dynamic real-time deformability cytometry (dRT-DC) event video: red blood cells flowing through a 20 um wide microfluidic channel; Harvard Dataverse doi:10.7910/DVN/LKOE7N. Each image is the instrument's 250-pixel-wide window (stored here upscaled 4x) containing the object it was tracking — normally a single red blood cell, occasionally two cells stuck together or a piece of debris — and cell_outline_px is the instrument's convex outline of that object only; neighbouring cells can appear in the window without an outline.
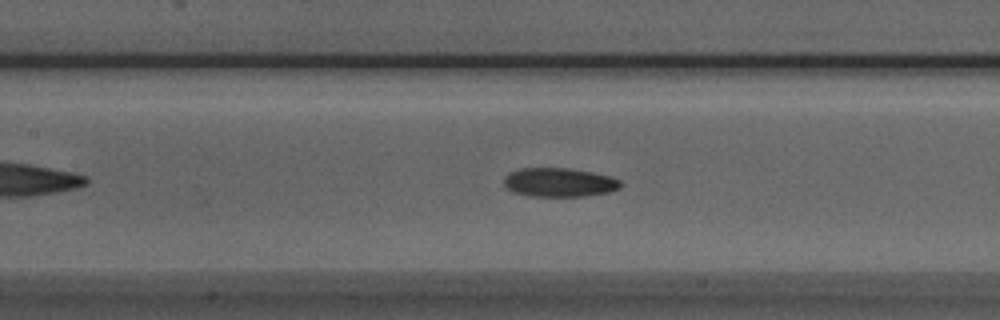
{"species": "Egyptian fruit bat (a non-hibernating species)", "species_latin": "Rousettus aegyptiacus", "temperature_condition": "room temperature", "stored_images_in_passage": 45, "camera_frame_rate_fps": 3000, "um_per_image_px": 0.085, "animal": {"sex": "male"}, "frame": {"image": 1, "passage_image": 15, "time_ms": 4.667, "image_size_px": [1000, 320], "cell_outline_px": [[624, 184], [620, 188], [608, 192], [584, 196], [528, 196], [512, 192], [504, 184], [504, 176], [520, 168], [568, 168], [592, 172], [612, 176], [620, 180]], "centroid_in_image_um": [47.56, 15.5], "position_along_channel_um": 159.8, "area_um2": 19.77}}
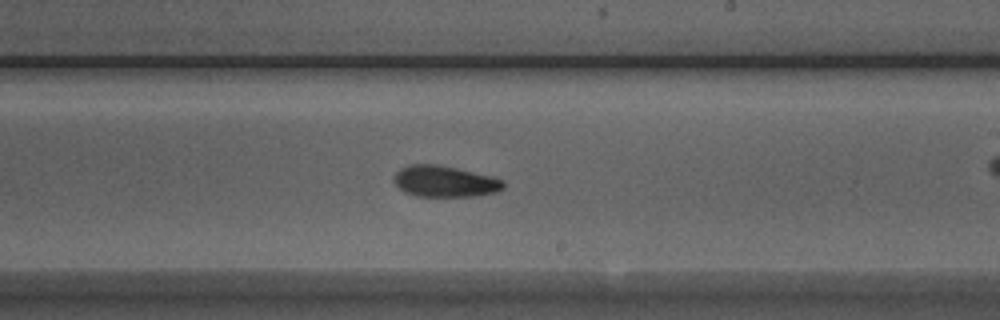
{"frame": {"image": 2, "passage_image": 22, "time_ms": 7.0, "image_size_px": [1000, 320], "cell_outline_px": [[504, 188], [496, 192], [472, 196], [416, 196], [404, 192], [396, 184], [396, 172], [400, 168], [412, 164], [436, 164], [456, 168], [492, 176], [504, 180]], "centroid_in_image_um": [37.83, 15.41], "position_along_channel_um": 251.2, "area_um2": 19.71}}
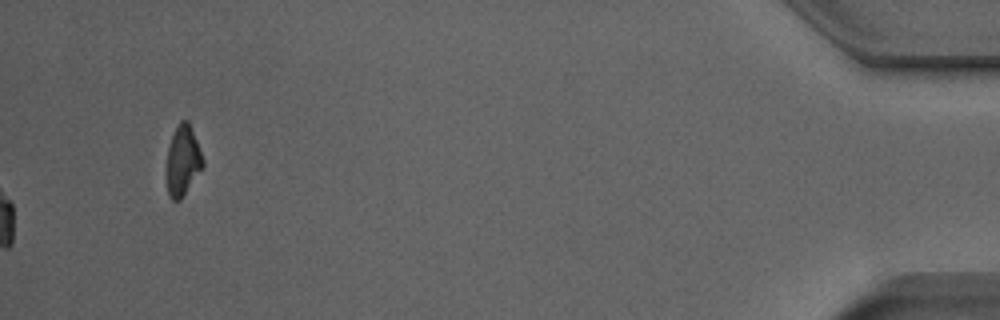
{"frame": {"image": 3, "passage_image": 45, "time_ms": 14.667, "image_size_px": [1000, 320], "cell_outline_px": [[204, 164], [180, 200], [172, 200], [168, 196], [168, 148], [172, 136], [180, 120], [188, 120], [204, 160]], "centroid_in_image_um": [15.55, 13.64], "position_along_channel_um": 419.7, "area_um2": 14.22}, "authors_computed_cell_mechanics": {"area_um2": 19.652, "velocity_mm_per_s": 3.9308, "shape_relaxation_time_tau1_ms": 3.7525, "shape_relaxation_time_tau2_ms": 2.7553, "deformation_change_tau1": 0.147, "deformation_change_tau2": 0.0884}}